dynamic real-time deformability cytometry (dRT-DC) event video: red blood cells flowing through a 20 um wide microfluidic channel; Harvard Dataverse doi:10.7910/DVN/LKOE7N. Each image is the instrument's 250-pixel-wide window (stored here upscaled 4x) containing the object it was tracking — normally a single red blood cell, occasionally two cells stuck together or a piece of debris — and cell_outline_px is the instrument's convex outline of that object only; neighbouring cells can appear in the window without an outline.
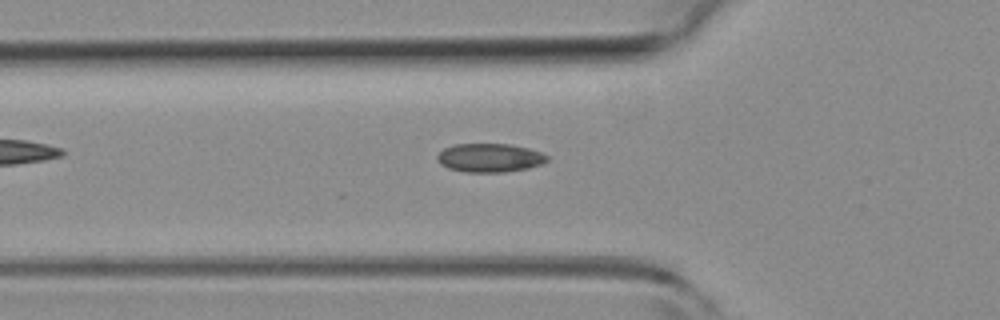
{"species": "common noctule bat (a hibernating species)", "species_latin": "Nyctalus noctula", "temperature_condition": "room temperature", "stored_images_in_passage": 39, "camera_frame_rate_fps": 3000, "um_per_image_px": 0.085, "animal": {"sex": "female", "body_mass_g": 19.3, "forearm_length_mm": 54.1}, "frame": {"image": 1, "passage_image": 8, "time_ms": 2.333, "image_size_px": [1000, 320], "cell_outline_px": [[548, 160], [540, 164], [528, 168], [504, 172], [464, 172], [448, 168], [440, 164], [436, 160], [436, 156], [444, 148], [456, 144], [508, 144], [528, 148], [540, 152], [548, 156]], "centroid_in_image_um": [41.59, 13.41], "position_along_channel_um": 84.2, "area_um2": 18.32}}
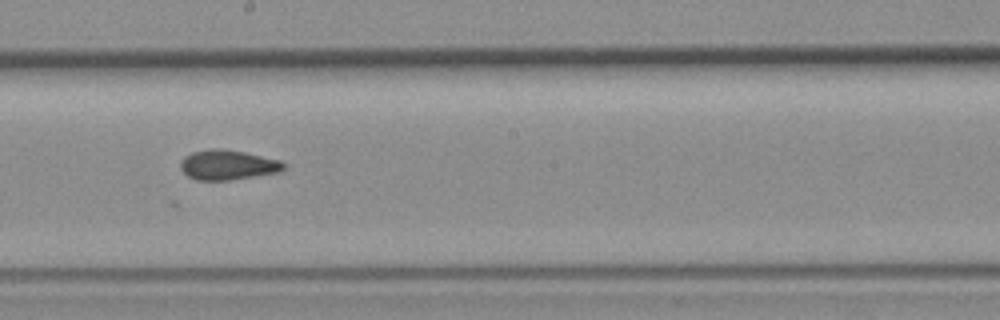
{"frame": {"image": 2, "passage_image": 19, "time_ms": 6.0, "image_size_px": [1000, 320], "cell_outline_px": [[288, 164], [280, 172], [228, 180], [196, 180], [188, 176], [180, 168], [180, 164], [184, 156], [192, 152], [212, 148], [220, 148], [244, 152], [280, 160]], "centroid_in_image_um": [19.37, 14.01], "position_along_channel_um": 228.8, "area_um2": 17.98}}
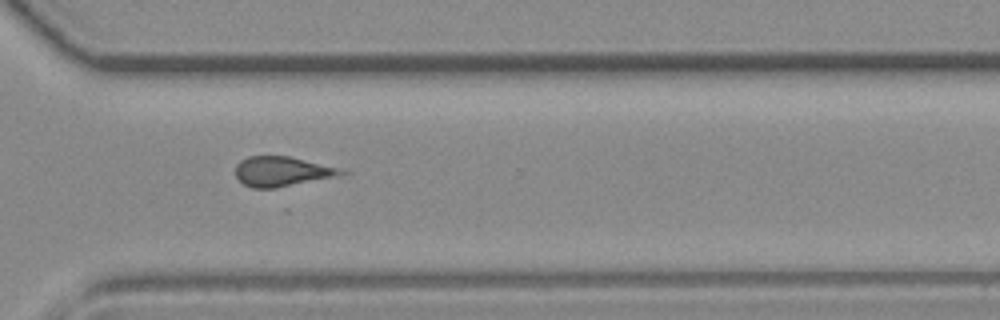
{"frame": {"image": 3, "passage_image": 28, "time_ms": 9.0, "image_size_px": [1000, 320], "cell_outline_px": [[352, 172], [340, 176], [276, 188], [252, 188], [244, 184], [236, 176], [236, 164], [240, 160], [248, 156], [288, 156], [348, 168]], "centroid_in_image_um": [24.11, 14.56], "position_along_channel_um": 346.5, "area_um2": 18.96}}